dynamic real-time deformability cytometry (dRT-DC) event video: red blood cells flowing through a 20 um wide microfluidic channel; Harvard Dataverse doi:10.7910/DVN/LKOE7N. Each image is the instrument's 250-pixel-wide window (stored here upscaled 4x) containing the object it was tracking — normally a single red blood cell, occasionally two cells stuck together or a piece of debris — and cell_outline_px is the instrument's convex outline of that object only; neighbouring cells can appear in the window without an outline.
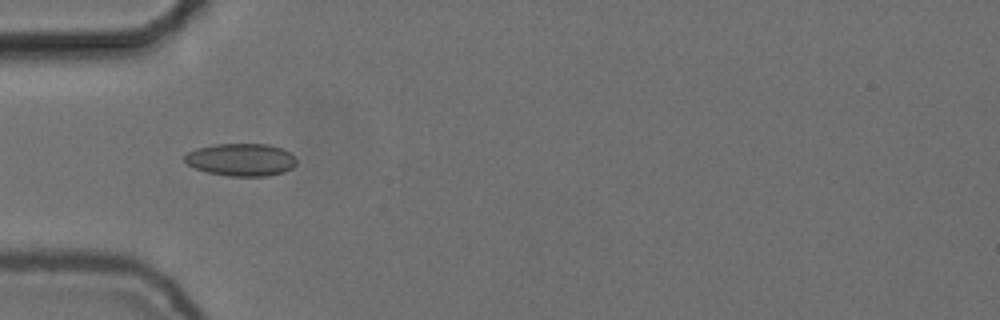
{"species": "common noctule bat (a hibernating species)", "species_latin": "Nyctalus noctula", "temperature_condition": "cold", "stored_images_in_passage": 40, "camera_frame_rate_fps": 3000, "um_per_image_px": 0.085, "animal": {"sex": "female", "body_mass_g": 24.6, "forearm_length_mm": 56.2}, "frame": {"image": 1, "passage_image": 3, "time_ms": 0.667, "image_size_px": [1000, 320], "cell_outline_px": [[296, 164], [292, 168], [284, 172], [268, 176], [228, 176], [208, 172], [196, 168], [188, 164], [184, 160], [184, 156], [188, 152], [196, 148], [216, 144], [268, 144], [280, 148], [288, 152], [296, 160]], "centroid_in_image_um": [20.48, 13.57], "position_along_channel_um": 64.5, "area_um2": 21.1}}
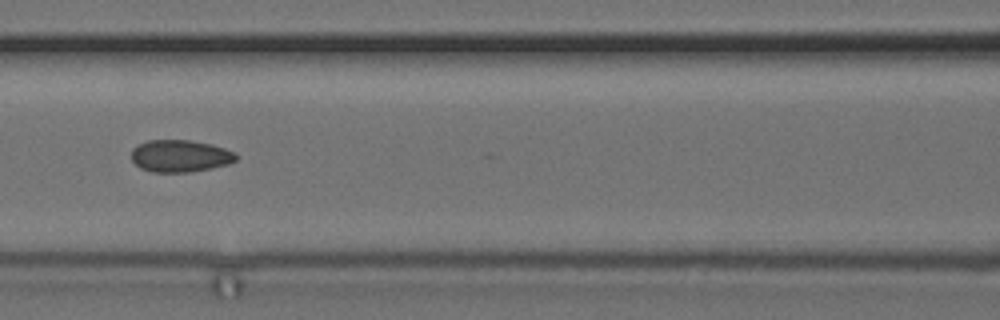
{"frame": {"image": 2, "passage_image": 10, "time_ms": 3.0, "image_size_px": [1000, 320], "cell_outline_px": [[240, 156], [236, 160], [228, 164], [212, 168], [192, 172], [152, 172], [140, 168], [132, 160], [132, 148], [148, 140], [188, 140], [212, 144], [236, 152]], "centroid_in_image_um": [15.35, 13.26], "position_along_channel_um": 151.3, "area_um2": 19.77}}
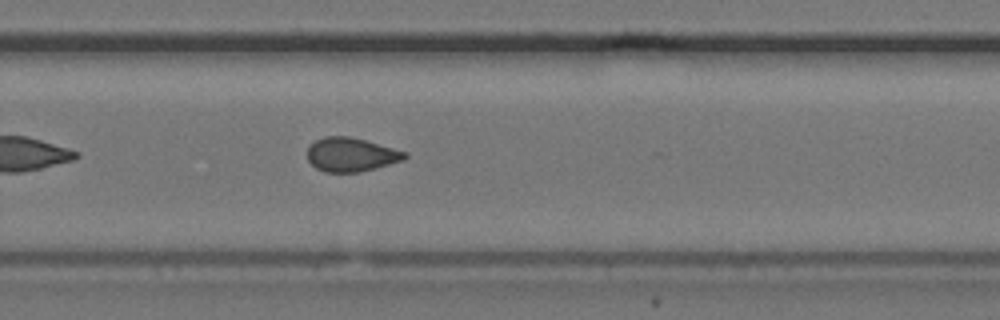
{"frame": {"image": 3, "passage_image": 22, "time_ms": 7.0, "image_size_px": [1000, 320], "cell_outline_px": [[408, 156], [404, 160], [376, 168], [360, 172], [324, 172], [316, 168], [308, 160], [308, 148], [316, 140], [324, 136], [348, 136], [364, 140], [408, 152]], "centroid_in_image_um": [29.86, 13.15], "position_along_channel_um": 299.9, "area_um2": 19.19}, "authors_computed_cell_mechanics": {"area_um2": 19.4497, "velocity_mm_per_s": 3.7359, "shape_relaxation_time_tau1_ms": null, "shape_relaxation_time_tau2_ms": 2.2946, "deformation_change_tau1": null, "deformation_change_tau2": 0.0824}}